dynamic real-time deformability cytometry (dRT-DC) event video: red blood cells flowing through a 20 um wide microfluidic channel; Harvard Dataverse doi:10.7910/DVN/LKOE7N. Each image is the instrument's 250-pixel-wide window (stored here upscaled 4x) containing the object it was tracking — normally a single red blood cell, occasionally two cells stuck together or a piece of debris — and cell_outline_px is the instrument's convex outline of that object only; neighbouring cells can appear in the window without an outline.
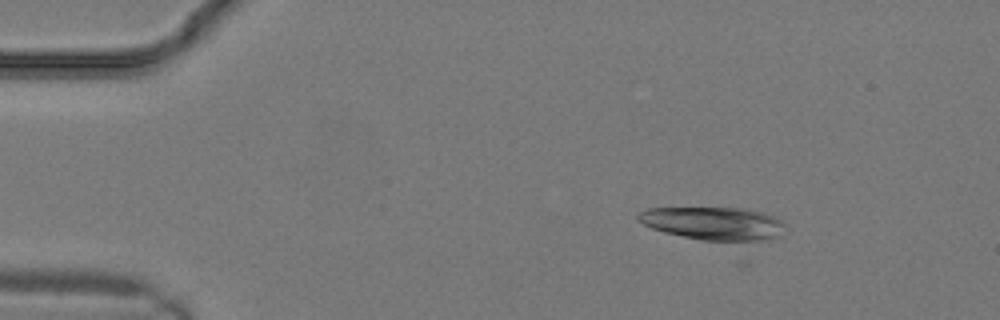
{"species": "common noctule bat (a hibernating species)", "species_latin": "Nyctalus noctula", "temperature_condition": "warm", "stored_images_in_passage": 7, "camera_frame_rate_fps": 3000, "um_per_image_px": 0.085, "animal": {"sex": "male", "body_mass_g": 19.2, "forearm_length_mm": 51.8}, "frame": {"image": 1, "passage_image": 6, "time_ms": 1.667, "image_size_px": [1000, 320], "cell_outline_px": [[784, 236], [760, 240], [704, 240], [664, 232], [652, 228], [636, 220], [636, 216], [640, 212], [648, 208], [744, 208], [764, 212], [776, 216], [784, 224]], "centroid_in_image_um": [60.68, 18.97], "position_along_channel_um": 24.3, "area_um2": 28.21}}